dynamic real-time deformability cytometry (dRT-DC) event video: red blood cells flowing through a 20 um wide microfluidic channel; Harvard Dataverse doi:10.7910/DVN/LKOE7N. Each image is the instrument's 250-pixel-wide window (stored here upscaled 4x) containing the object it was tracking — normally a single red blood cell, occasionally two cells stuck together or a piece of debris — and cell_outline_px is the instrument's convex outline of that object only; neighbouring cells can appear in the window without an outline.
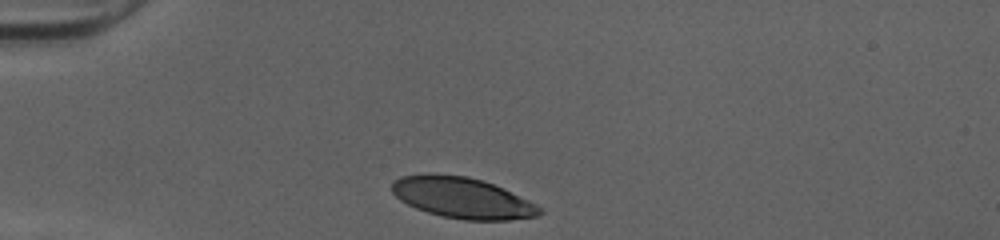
{"species": "human", "species_latin": "Homo sapiens", "temperature_condition": "cold", "stored_images_in_passage": 29, "camera_frame_rate_fps": 3000, "um_per_image_px": 0.085, "donor": {"sex": "female"}, "frame": {"image": 1, "passage_image": 1, "time_ms": 0.0, "image_size_px": [1000, 240], "cell_outline_px": [[544, 212], [536, 216], [508, 220], [464, 220], [440, 216], [416, 208], [400, 200], [392, 192], [392, 180], [400, 176], [424, 172], [432, 172], [468, 176], [504, 188], [544, 208]], "centroid_in_image_um": [39.27, 16.79], "position_along_channel_um": 45.7, "area_um2": 35.66}}
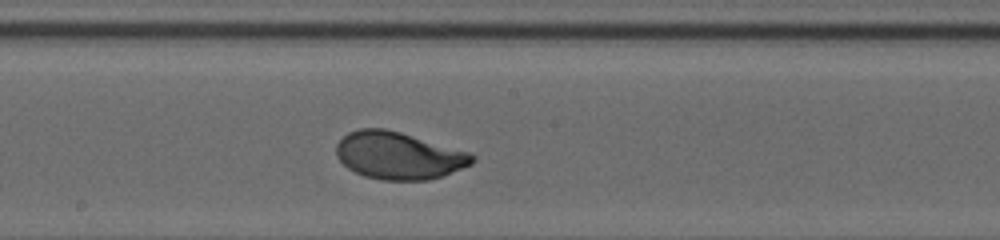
{"frame": {"image": 2, "passage_image": 16, "time_ms": 5.0, "image_size_px": [1000, 240], "cell_outline_px": [[476, 160], [472, 164], [440, 176], [428, 180], [380, 180], [364, 176], [348, 168], [336, 156], [336, 144], [348, 132], [360, 128], [384, 128], [400, 132], [472, 152], [476, 156]], "centroid_in_image_um": [33.9, 13.21], "position_along_channel_um": 214.3, "area_um2": 37.57}}
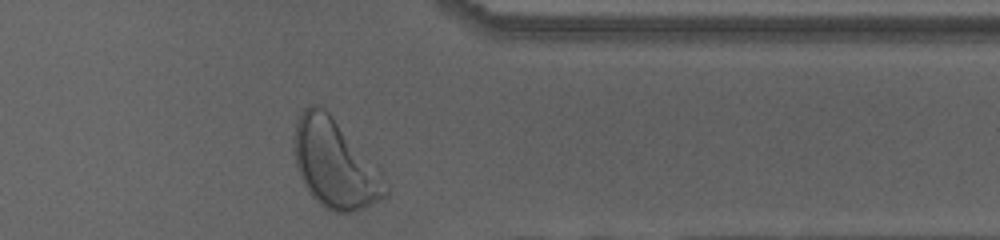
{"frame": {"image": 3, "passage_image": 29, "time_ms": 9.333, "image_size_px": [1000, 240], "cell_outline_px": [[388, 196], [356, 212], [332, 212], [324, 208], [308, 192], [296, 168], [292, 148], [292, 144], [296, 120], [300, 112], [308, 104], [316, 104], [324, 108], [332, 116], [388, 188]], "centroid_in_image_um": [28.33, 13.95], "position_along_channel_um": 383.1, "area_um2": 45.84}, "authors_computed_cell_mechanics": {"area_um2": 37.4544, "velocity_mm_per_s": 3.998, "shape_relaxation_time_tau1_ms": 1.9788, "shape_relaxation_time_tau2_ms": null, "deformation_change_tau1": 0.1565, "deformation_change_tau2": null}}